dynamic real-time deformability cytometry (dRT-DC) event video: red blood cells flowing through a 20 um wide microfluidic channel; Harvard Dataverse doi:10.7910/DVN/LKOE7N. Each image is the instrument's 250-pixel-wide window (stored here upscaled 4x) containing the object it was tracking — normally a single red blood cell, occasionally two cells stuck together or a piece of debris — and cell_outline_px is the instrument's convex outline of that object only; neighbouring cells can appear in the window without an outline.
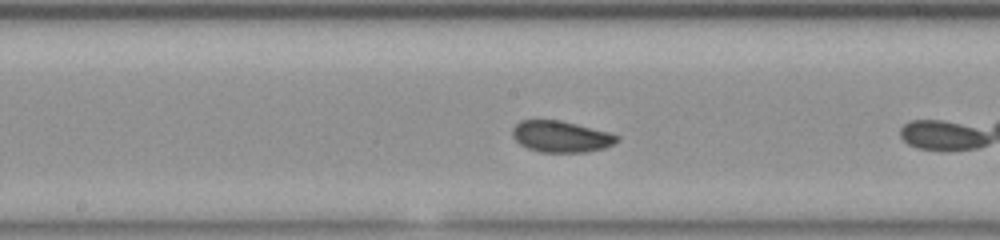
{"species": "common noctule bat (a hibernating species)", "species_latin": "Nyctalus noctula", "temperature_condition": "room temperature", "stored_images_in_passage": 26, "camera_frame_rate_fps": 3000, "um_per_image_px": 0.085, "animal": {"sex": "female", "body_mass_g": 23.0, "forearm_length_mm": 53.4}, "frame": {"image": 1, "passage_image": 12, "time_ms": 3.667, "image_size_px": [1000, 240], "cell_outline_px": [[620, 140], [604, 148], [588, 152], [540, 152], [528, 148], [520, 144], [512, 136], [512, 128], [520, 120], [560, 120], [608, 132], [620, 136]], "centroid_in_image_um": [47.68, 11.61], "position_along_channel_um": 200.5, "area_um2": 19.07}}
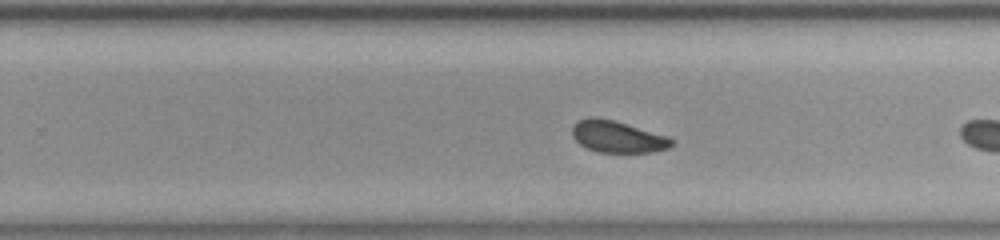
{"frame": {"image": 2, "passage_image": 18, "time_ms": 5.667, "image_size_px": [1000, 240], "cell_outline_px": [[676, 140], [668, 148], [652, 152], [600, 152], [588, 148], [580, 144], [572, 136], [572, 128], [576, 120], [612, 120], [668, 136]], "centroid_in_image_um": [52.54, 11.66], "position_along_channel_um": 277.3, "area_um2": 17.74}}
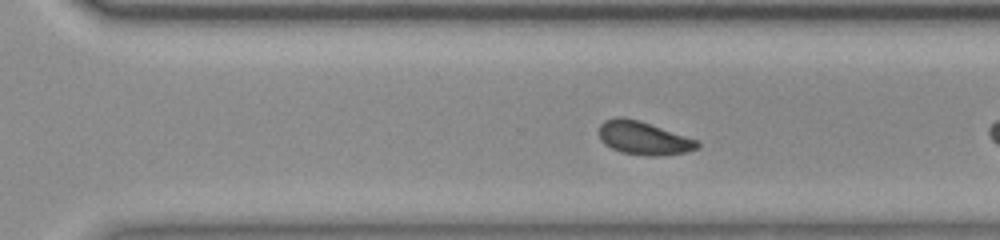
{"frame": {"image": 3, "passage_image": 21, "time_ms": 6.667, "image_size_px": [1000, 240], "cell_outline_px": [[700, 148], [684, 152], [656, 156], [648, 156], [620, 152], [604, 144], [600, 140], [600, 124], [604, 120], [616, 116], [620, 116], [640, 120], [696, 140], [700, 144]], "centroid_in_image_um": [54.66, 11.73], "position_along_channel_um": 315.9, "area_um2": 19.02}}